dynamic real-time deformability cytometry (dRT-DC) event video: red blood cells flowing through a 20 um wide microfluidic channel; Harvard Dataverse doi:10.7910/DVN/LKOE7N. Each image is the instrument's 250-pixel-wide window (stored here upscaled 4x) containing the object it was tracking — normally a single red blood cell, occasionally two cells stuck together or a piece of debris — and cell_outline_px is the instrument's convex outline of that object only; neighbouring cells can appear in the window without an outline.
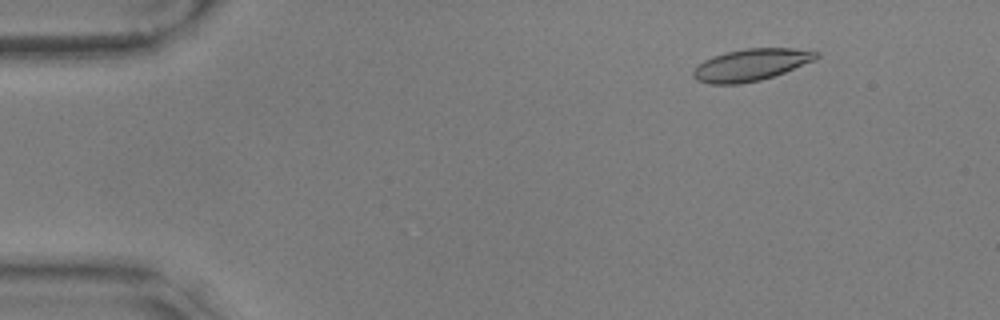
{"species": "common noctule bat (a hibernating species)", "species_latin": "Nyctalus noctula", "temperature_condition": "warm", "stored_images_in_passage": 52, "camera_frame_rate_fps": 3000, "um_per_image_px": 0.085, "animal": {"sex": "male", "body_mass_g": 17.9, "forearm_length_mm": 54.2}, "frame": {"image": 1, "passage_image": 2, "time_ms": 0.333, "image_size_px": [1000, 320], "cell_outline_px": [[820, 56], [812, 60], [784, 72], [760, 80], [740, 84], [712, 84], [696, 80], [692, 76], [692, 72], [704, 60], [712, 56], [744, 48], [792, 48], [820, 52]], "centroid_in_image_um": [63.8, 5.51], "position_along_channel_um": 21.2, "area_um2": 22.6}}
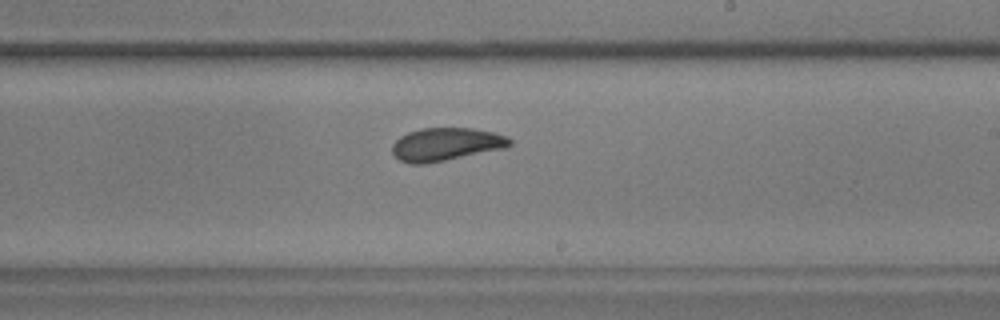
{"frame": {"image": 2, "passage_image": 29, "time_ms": 9.333, "image_size_px": [1000, 320], "cell_outline_px": [[512, 144], [508, 148], [424, 164], [408, 164], [400, 160], [392, 152], [392, 144], [400, 136], [408, 132], [420, 128], [472, 128], [496, 132], [508, 136], [512, 140]], "centroid_in_image_um": [37.95, 12.26], "position_along_channel_um": 251.1, "area_um2": 22.89}}
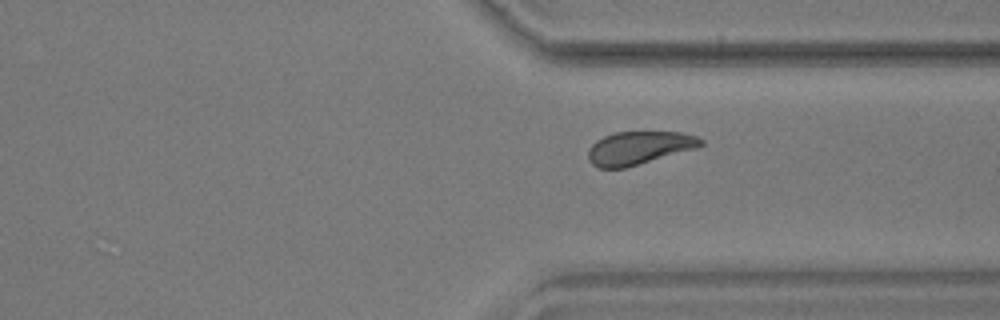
{"frame": {"image": 3, "passage_image": 38, "time_ms": 12.333, "image_size_px": [1000, 320], "cell_outline_px": [[704, 144], [696, 148], [624, 168], [596, 168], [588, 160], [588, 148], [596, 140], [604, 136], [616, 132], [684, 132], [696, 136], [704, 140]], "centroid_in_image_um": [54.29, 12.57], "position_along_channel_um": 357.1, "area_um2": 21.73}, "authors_computed_cell_mechanics": {"area_um2": 22.7732, "velocity_mm_per_s": 3.5352, "shape_relaxation_time_tau1_ms": 7.3338, "shape_relaxation_time_tau2_ms": 2.3701, "deformation_change_tau1": 0.1705, "deformation_change_tau2": 0.0859}}